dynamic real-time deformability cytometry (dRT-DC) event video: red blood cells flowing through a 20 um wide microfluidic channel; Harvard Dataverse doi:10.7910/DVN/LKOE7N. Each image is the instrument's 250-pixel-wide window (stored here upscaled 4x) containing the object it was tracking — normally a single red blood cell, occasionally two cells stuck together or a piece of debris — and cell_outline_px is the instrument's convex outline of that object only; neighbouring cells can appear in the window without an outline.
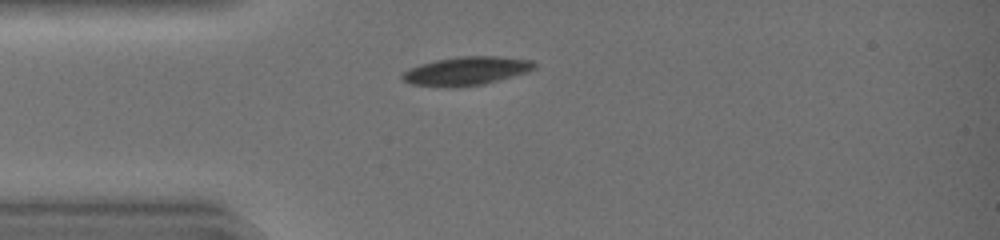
{"species": "common noctule bat (a hibernating species)", "species_latin": "Nyctalus noctula", "temperature_condition": "warm", "stored_images_in_passage": 31, "camera_frame_rate_fps": 3000, "um_per_image_px": 0.085, "animal": {"sex": "female", "body_mass_g": 19.0, "forearm_length_mm": 51.5}, "frame": {"image": 1, "passage_image": 1, "time_ms": 0.0, "image_size_px": [1000, 240], "cell_outline_px": [[536, 68], [528, 72], [500, 80], [484, 84], [456, 88], [448, 88], [412, 84], [404, 80], [400, 76], [408, 68], [420, 64], [436, 60], [460, 56], [496, 56], [532, 60], [536, 64]], "centroid_in_image_um": [39.65, 6.04], "position_along_channel_um": 45.4, "area_um2": 22.2}}
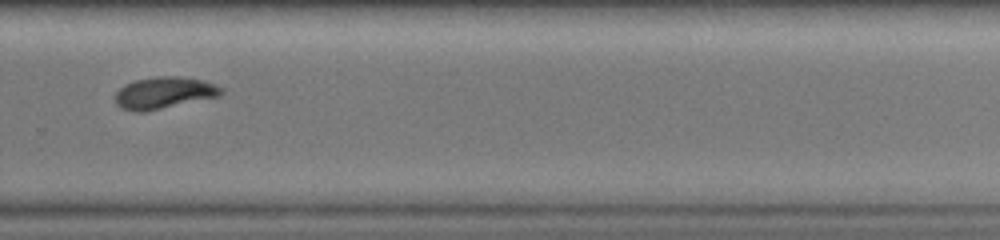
{"frame": {"image": 2, "passage_image": 20, "time_ms": 6.333, "image_size_px": [1000, 240], "cell_outline_px": [[224, 92], [220, 96], [144, 112], [132, 112], [120, 108], [116, 104], [116, 92], [124, 84], [136, 80], [156, 76], [180, 76], [204, 80], [216, 84], [224, 88]], "centroid_in_image_um": [13.96, 7.89], "position_along_channel_um": 315.8, "area_um2": 19.88}}
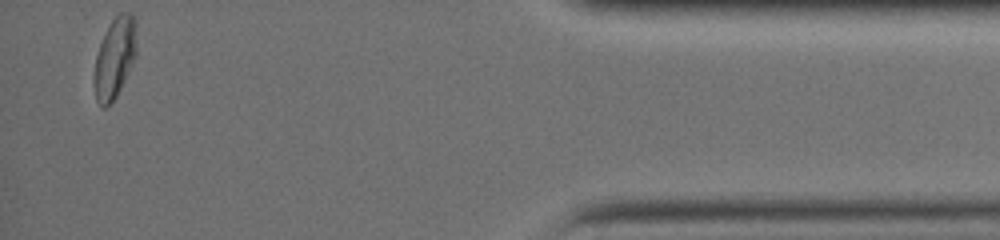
{"frame": {"image": 3, "passage_image": 31, "time_ms": 10.0, "image_size_px": [1000, 240], "cell_outline_px": [[136, 56], [116, 96], [104, 108], [100, 108], [96, 100], [92, 84], [92, 76], [96, 56], [104, 32], [112, 20], [120, 12], [128, 12], [136, 20]], "centroid_in_image_um": [9.72, 4.93], "position_along_channel_um": 425.5, "area_um2": 20.11}, "authors_computed_cell_mechanics": {"area_um2": 20.4612, "velocity_mm_per_s": 4.4821, "shape_relaxation_time_tau1_ms": 4.6469, "shape_relaxation_time_tau2_ms": 4.9111, "deformation_change_tau1": 0.1531, "deformation_change_tau2": 0.0884}}